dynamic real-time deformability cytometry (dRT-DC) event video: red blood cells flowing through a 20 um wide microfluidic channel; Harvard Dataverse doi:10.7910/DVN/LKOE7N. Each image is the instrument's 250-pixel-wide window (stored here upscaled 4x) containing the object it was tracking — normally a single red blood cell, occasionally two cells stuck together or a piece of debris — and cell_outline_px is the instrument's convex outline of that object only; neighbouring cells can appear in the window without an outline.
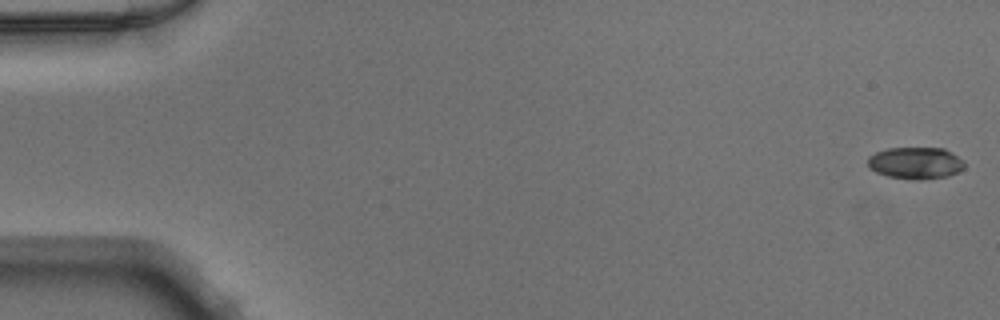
{"species": "Egyptian fruit bat (a non-hibernating species)", "species_latin": "Rousettus aegyptiacus", "temperature_condition": "warm", "stored_images_in_passage": 50, "camera_frame_rate_fps": 3000, "um_per_image_px": 0.085, "animal": {"sex": "male"}, "frame": {"image": 1, "passage_image": 1, "time_ms": 0.0, "image_size_px": [1000, 320], "cell_outline_px": [[964, 168], [948, 176], [888, 176], [876, 172], [868, 168], [868, 156], [876, 152], [888, 148], [944, 148], [964, 160]], "centroid_in_image_um": [77.8, 13.79], "position_along_channel_um": 7.2, "area_um2": 17.05}}
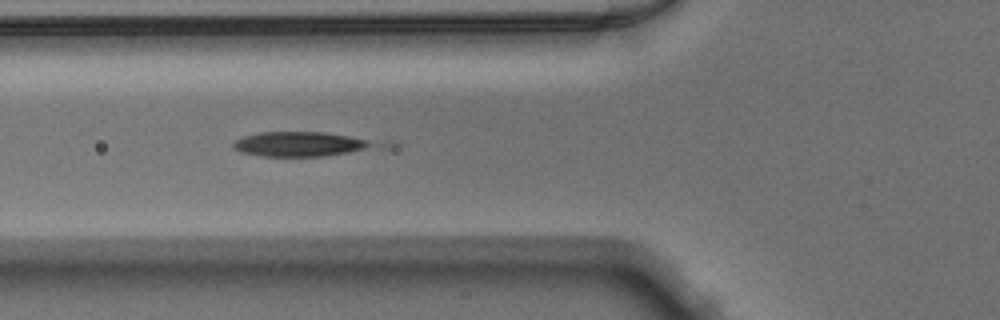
{"frame": {"image": 2, "passage_image": 19, "time_ms": 6.0, "image_size_px": [1000, 320], "cell_outline_px": [[372, 144], [364, 148], [348, 152], [324, 156], [260, 156], [240, 152], [232, 148], [232, 144], [236, 140], [244, 136], [260, 132], [324, 132], [348, 136], [364, 140]], "centroid_in_image_um": [25.29, 12.25], "position_along_channel_um": 100.5, "area_um2": 19.54}}
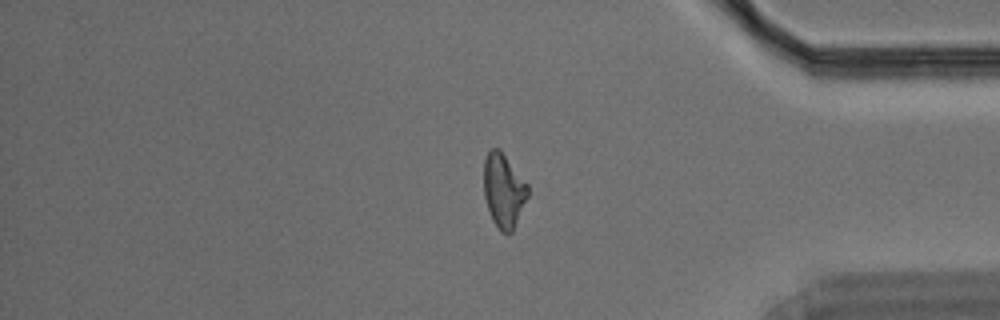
{"frame": {"image": 3, "passage_image": 42, "time_ms": 13.667, "image_size_px": [1000, 320], "cell_outline_px": [[528, 196], [512, 232], [500, 232], [492, 220], [484, 196], [484, 160], [488, 152], [492, 148], [500, 148], [528, 184]], "centroid_in_image_um": [42.81, 16.17], "position_along_channel_um": 392.4, "area_um2": 18.96}}